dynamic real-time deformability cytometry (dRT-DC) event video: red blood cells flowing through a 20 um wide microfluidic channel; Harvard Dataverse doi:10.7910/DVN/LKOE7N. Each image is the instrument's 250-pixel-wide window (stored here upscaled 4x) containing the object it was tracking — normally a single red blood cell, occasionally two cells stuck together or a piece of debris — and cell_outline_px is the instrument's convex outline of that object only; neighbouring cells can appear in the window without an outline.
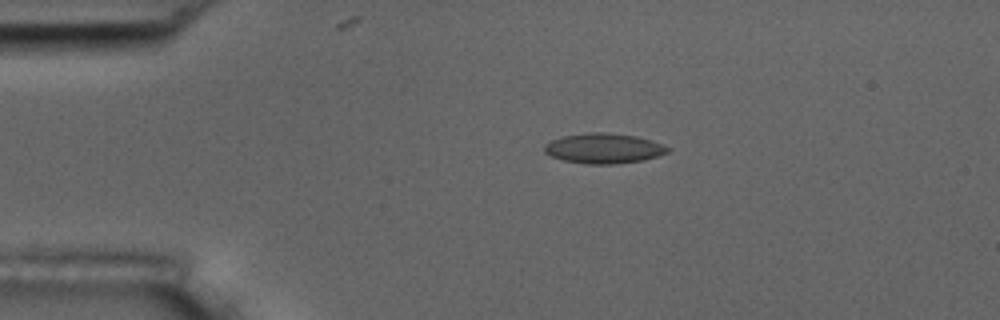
{"species": "common noctule bat (a hibernating species)", "species_latin": "Nyctalus noctula", "temperature_condition": "room temperature", "stored_images_in_passage": 4, "camera_frame_rate_fps": 3000, "um_per_image_px": 0.085, "animal": {"sex": "male", "body_mass_g": 17.5, "forearm_length_mm": 52.3}, "frame": {"image": 1, "passage_image": 1, "time_ms": 0.0, "image_size_px": [1000, 320], "cell_outline_px": [[672, 148], [668, 152], [660, 156], [644, 160], [612, 164], [588, 164], [564, 160], [552, 156], [544, 152], [544, 144], [552, 140], [564, 136], [588, 132], [604, 132], [636, 136], [664, 144]], "centroid_in_image_um": [51.36, 12.61], "position_along_channel_um": 33.6, "area_um2": 21.68}}
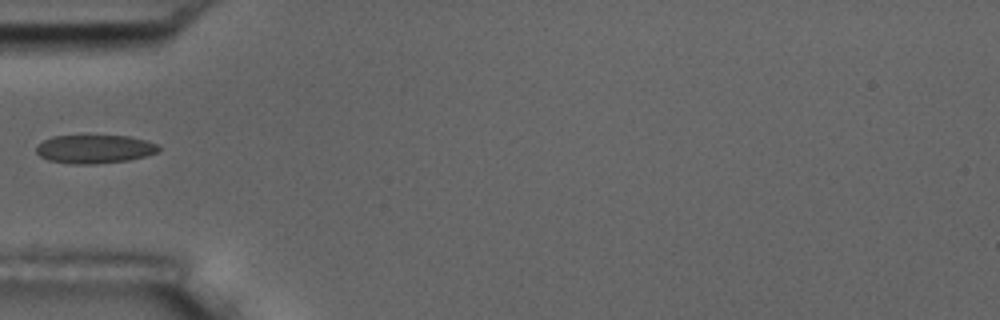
{"frame": {"image": 2, "passage_image": 3, "time_ms": 2.333, "image_size_px": [1000, 320], "cell_outline_px": [[160, 148], [156, 152], [144, 156], [128, 160], [92, 164], [68, 164], [48, 160], [40, 156], [36, 152], [36, 144], [52, 136], [128, 136], [144, 140], [156, 144]], "centroid_in_image_um": [7.97, 12.67], "position_along_channel_um": 77.0, "area_um2": 20.17}}